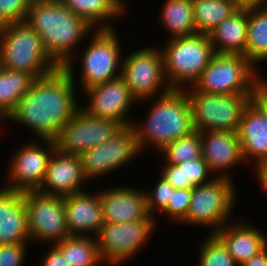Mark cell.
Wrapping results in <instances>:
<instances>
[{
	"mask_svg": "<svg viewBox=\"0 0 267 266\" xmlns=\"http://www.w3.org/2000/svg\"><path fill=\"white\" fill-rule=\"evenodd\" d=\"M266 0H236L239 7H253V6H265Z\"/></svg>",
	"mask_w": 267,
	"mask_h": 266,
	"instance_id": "obj_42",
	"label": "cell"
},
{
	"mask_svg": "<svg viewBox=\"0 0 267 266\" xmlns=\"http://www.w3.org/2000/svg\"><path fill=\"white\" fill-rule=\"evenodd\" d=\"M192 196V188L189 189H173L172 197L167 207L162 211L167 214L172 221L181 223L188 214L190 201Z\"/></svg>",
	"mask_w": 267,
	"mask_h": 266,
	"instance_id": "obj_34",
	"label": "cell"
},
{
	"mask_svg": "<svg viewBox=\"0 0 267 266\" xmlns=\"http://www.w3.org/2000/svg\"><path fill=\"white\" fill-rule=\"evenodd\" d=\"M99 197L106 223L132 222L150 216L145 191L116 187L100 191Z\"/></svg>",
	"mask_w": 267,
	"mask_h": 266,
	"instance_id": "obj_20",
	"label": "cell"
},
{
	"mask_svg": "<svg viewBox=\"0 0 267 266\" xmlns=\"http://www.w3.org/2000/svg\"><path fill=\"white\" fill-rule=\"evenodd\" d=\"M161 14L163 26L171 33L170 39L196 34L192 0H166Z\"/></svg>",
	"mask_w": 267,
	"mask_h": 266,
	"instance_id": "obj_30",
	"label": "cell"
},
{
	"mask_svg": "<svg viewBox=\"0 0 267 266\" xmlns=\"http://www.w3.org/2000/svg\"><path fill=\"white\" fill-rule=\"evenodd\" d=\"M54 245L69 266H98L103 262L97 240L93 236H68Z\"/></svg>",
	"mask_w": 267,
	"mask_h": 266,
	"instance_id": "obj_31",
	"label": "cell"
},
{
	"mask_svg": "<svg viewBox=\"0 0 267 266\" xmlns=\"http://www.w3.org/2000/svg\"><path fill=\"white\" fill-rule=\"evenodd\" d=\"M256 171L261 187L267 192V162L259 165Z\"/></svg>",
	"mask_w": 267,
	"mask_h": 266,
	"instance_id": "obj_41",
	"label": "cell"
},
{
	"mask_svg": "<svg viewBox=\"0 0 267 266\" xmlns=\"http://www.w3.org/2000/svg\"><path fill=\"white\" fill-rule=\"evenodd\" d=\"M160 153H163L166 163L172 165L202 157L201 132L195 130L187 136L175 139L160 150Z\"/></svg>",
	"mask_w": 267,
	"mask_h": 266,
	"instance_id": "obj_32",
	"label": "cell"
},
{
	"mask_svg": "<svg viewBox=\"0 0 267 266\" xmlns=\"http://www.w3.org/2000/svg\"><path fill=\"white\" fill-rule=\"evenodd\" d=\"M141 153L135 130L123 127L109 141L97 145L80 155L83 173L87 180L118 169Z\"/></svg>",
	"mask_w": 267,
	"mask_h": 266,
	"instance_id": "obj_14",
	"label": "cell"
},
{
	"mask_svg": "<svg viewBox=\"0 0 267 266\" xmlns=\"http://www.w3.org/2000/svg\"><path fill=\"white\" fill-rule=\"evenodd\" d=\"M173 189L175 188L161 176L154 190L150 193L147 191L145 192L147 209L151 216L154 215L155 210H160V212H162L167 207L172 197Z\"/></svg>",
	"mask_w": 267,
	"mask_h": 266,
	"instance_id": "obj_35",
	"label": "cell"
},
{
	"mask_svg": "<svg viewBox=\"0 0 267 266\" xmlns=\"http://www.w3.org/2000/svg\"><path fill=\"white\" fill-rule=\"evenodd\" d=\"M224 225L214 233L226 246L228 253L240 266L267 247V237L261 230L246 223Z\"/></svg>",
	"mask_w": 267,
	"mask_h": 266,
	"instance_id": "obj_23",
	"label": "cell"
},
{
	"mask_svg": "<svg viewBox=\"0 0 267 266\" xmlns=\"http://www.w3.org/2000/svg\"><path fill=\"white\" fill-rule=\"evenodd\" d=\"M31 3L34 2H50V1H55V0H29Z\"/></svg>",
	"mask_w": 267,
	"mask_h": 266,
	"instance_id": "obj_43",
	"label": "cell"
},
{
	"mask_svg": "<svg viewBox=\"0 0 267 266\" xmlns=\"http://www.w3.org/2000/svg\"><path fill=\"white\" fill-rule=\"evenodd\" d=\"M28 243L0 244V266H22Z\"/></svg>",
	"mask_w": 267,
	"mask_h": 266,
	"instance_id": "obj_37",
	"label": "cell"
},
{
	"mask_svg": "<svg viewBox=\"0 0 267 266\" xmlns=\"http://www.w3.org/2000/svg\"><path fill=\"white\" fill-rule=\"evenodd\" d=\"M245 57L253 65L267 61V5L248 7Z\"/></svg>",
	"mask_w": 267,
	"mask_h": 266,
	"instance_id": "obj_26",
	"label": "cell"
},
{
	"mask_svg": "<svg viewBox=\"0 0 267 266\" xmlns=\"http://www.w3.org/2000/svg\"><path fill=\"white\" fill-rule=\"evenodd\" d=\"M237 135L244 161L253 157L256 168L267 162V118L252 102L243 112Z\"/></svg>",
	"mask_w": 267,
	"mask_h": 266,
	"instance_id": "obj_22",
	"label": "cell"
},
{
	"mask_svg": "<svg viewBox=\"0 0 267 266\" xmlns=\"http://www.w3.org/2000/svg\"><path fill=\"white\" fill-rule=\"evenodd\" d=\"M4 27H5V24L0 19V33L4 29Z\"/></svg>",
	"mask_w": 267,
	"mask_h": 266,
	"instance_id": "obj_44",
	"label": "cell"
},
{
	"mask_svg": "<svg viewBox=\"0 0 267 266\" xmlns=\"http://www.w3.org/2000/svg\"><path fill=\"white\" fill-rule=\"evenodd\" d=\"M42 141L46 148L30 142L23 145L20 150H16L7 169L10 181L8 180L4 188L22 193L37 191L40 188L51 155L56 149L54 140L42 139Z\"/></svg>",
	"mask_w": 267,
	"mask_h": 266,
	"instance_id": "obj_15",
	"label": "cell"
},
{
	"mask_svg": "<svg viewBox=\"0 0 267 266\" xmlns=\"http://www.w3.org/2000/svg\"><path fill=\"white\" fill-rule=\"evenodd\" d=\"M41 266H69L63 257L61 251L55 246L52 245L50 252L44 256V259Z\"/></svg>",
	"mask_w": 267,
	"mask_h": 266,
	"instance_id": "obj_39",
	"label": "cell"
},
{
	"mask_svg": "<svg viewBox=\"0 0 267 266\" xmlns=\"http://www.w3.org/2000/svg\"><path fill=\"white\" fill-rule=\"evenodd\" d=\"M201 142L202 157L210 173L215 174L213 177L232 180L228 174L230 168L244 161L237 132L222 130L201 132Z\"/></svg>",
	"mask_w": 267,
	"mask_h": 266,
	"instance_id": "obj_18",
	"label": "cell"
},
{
	"mask_svg": "<svg viewBox=\"0 0 267 266\" xmlns=\"http://www.w3.org/2000/svg\"><path fill=\"white\" fill-rule=\"evenodd\" d=\"M204 239L199 250V266H239L215 234Z\"/></svg>",
	"mask_w": 267,
	"mask_h": 266,
	"instance_id": "obj_33",
	"label": "cell"
},
{
	"mask_svg": "<svg viewBox=\"0 0 267 266\" xmlns=\"http://www.w3.org/2000/svg\"><path fill=\"white\" fill-rule=\"evenodd\" d=\"M35 78L22 71L2 69L0 72V122L15 109L20 98L30 89Z\"/></svg>",
	"mask_w": 267,
	"mask_h": 266,
	"instance_id": "obj_29",
	"label": "cell"
},
{
	"mask_svg": "<svg viewBox=\"0 0 267 266\" xmlns=\"http://www.w3.org/2000/svg\"><path fill=\"white\" fill-rule=\"evenodd\" d=\"M24 193L0 188V244L29 243Z\"/></svg>",
	"mask_w": 267,
	"mask_h": 266,
	"instance_id": "obj_21",
	"label": "cell"
},
{
	"mask_svg": "<svg viewBox=\"0 0 267 266\" xmlns=\"http://www.w3.org/2000/svg\"><path fill=\"white\" fill-rule=\"evenodd\" d=\"M83 92L88 99L90 98L89 105L86 108L81 107L86 114L115 120L123 127L132 125V120H127V112L136 99L129 91L122 76L92 86Z\"/></svg>",
	"mask_w": 267,
	"mask_h": 266,
	"instance_id": "obj_16",
	"label": "cell"
},
{
	"mask_svg": "<svg viewBox=\"0 0 267 266\" xmlns=\"http://www.w3.org/2000/svg\"><path fill=\"white\" fill-rule=\"evenodd\" d=\"M92 40L82 52L81 87L84 90L121 76L120 43L114 28L94 29ZM120 69V70H119ZM119 72H118V71Z\"/></svg>",
	"mask_w": 267,
	"mask_h": 266,
	"instance_id": "obj_11",
	"label": "cell"
},
{
	"mask_svg": "<svg viewBox=\"0 0 267 266\" xmlns=\"http://www.w3.org/2000/svg\"><path fill=\"white\" fill-rule=\"evenodd\" d=\"M248 30V7H239L208 35L215 53L245 56Z\"/></svg>",
	"mask_w": 267,
	"mask_h": 266,
	"instance_id": "obj_24",
	"label": "cell"
},
{
	"mask_svg": "<svg viewBox=\"0 0 267 266\" xmlns=\"http://www.w3.org/2000/svg\"><path fill=\"white\" fill-rule=\"evenodd\" d=\"M251 102L262 112L267 118V81L262 80L255 86Z\"/></svg>",
	"mask_w": 267,
	"mask_h": 266,
	"instance_id": "obj_38",
	"label": "cell"
},
{
	"mask_svg": "<svg viewBox=\"0 0 267 266\" xmlns=\"http://www.w3.org/2000/svg\"><path fill=\"white\" fill-rule=\"evenodd\" d=\"M189 98L194 129L199 132H237L245 108L252 94H209L186 91Z\"/></svg>",
	"mask_w": 267,
	"mask_h": 266,
	"instance_id": "obj_7",
	"label": "cell"
},
{
	"mask_svg": "<svg viewBox=\"0 0 267 266\" xmlns=\"http://www.w3.org/2000/svg\"><path fill=\"white\" fill-rule=\"evenodd\" d=\"M24 22L37 32L44 48L60 67L72 63L74 47L94 31L59 0L31 3Z\"/></svg>",
	"mask_w": 267,
	"mask_h": 266,
	"instance_id": "obj_2",
	"label": "cell"
},
{
	"mask_svg": "<svg viewBox=\"0 0 267 266\" xmlns=\"http://www.w3.org/2000/svg\"><path fill=\"white\" fill-rule=\"evenodd\" d=\"M122 128L115 120L88 115L80 108L54 139L56 150L63 154L81 155L109 141Z\"/></svg>",
	"mask_w": 267,
	"mask_h": 266,
	"instance_id": "obj_12",
	"label": "cell"
},
{
	"mask_svg": "<svg viewBox=\"0 0 267 266\" xmlns=\"http://www.w3.org/2000/svg\"><path fill=\"white\" fill-rule=\"evenodd\" d=\"M183 89L184 87L171 89L169 92L157 96L154 101L156 103H153L144 125L139 126L135 122L132 123L131 126L135 130L137 144L141 151L147 145L152 144L159 152L175 139L195 131L190 101Z\"/></svg>",
	"mask_w": 267,
	"mask_h": 266,
	"instance_id": "obj_3",
	"label": "cell"
},
{
	"mask_svg": "<svg viewBox=\"0 0 267 266\" xmlns=\"http://www.w3.org/2000/svg\"><path fill=\"white\" fill-rule=\"evenodd\" d=\"M196 34H209L238 8L236 0H192Z\"/></svg>",
	"mask_w": 267,
	"mask_h": 266,
	"instance_id": "obj_28",
	"label": "cell"
},
{
	"mask_svg": "<svg viewBox=\"0 0 267 266\" xmlns=\"http://www.w3.org/2000/svg\"><path fill=\"white\" fill-rule=\"evenodd\" d=\"M3 69V65H2V56H1V49H0V72Z\"/></svg>",
	"mask_w": 267,
	"mask_h": 266,
	"instance_id": "obj_45",
	"label": "cell"
},
{
	"mask_svg": "<svg viewBox=\"0 0 267 266\" xmlns=\"http://www.w3.org/2000/svg\"><path fill=\"white\" fill-rule=\"evenodd\" d=\"M154 220L150 215L147 219L132 222H104L96 237L101 260L118 266L133 258L156 228Z\"/></svg>",
	"mask_w": 267,
	"mask_h": 266,
	"instance_id": "obj_10",
	"label": "cell"
},
{
	"mask_svg": "<svg viewBox=\"0 0 267 266\" xmlns=\"http://www.w3.org/2000/svg\"><path fill=\"white\" fill-rule=\"evenodd\" d=\"M160 174L175 189L194 188L208 183L214 178L207 180L211 173L203 157L178 165L166 164Z\"/></svg>",
	"mask_w": 267,
	"mask_h": 266,
	"instance_id": "obj_27",
	"label": "cell"
},
{
	"mask_svg": "<svg viewBox=\"0 0 267 266\" xmlns=\"http://www.w3.org/2000/svg\"><path fill=\"white\" fill-rule=\"evenodd\" d=\"M161 52L166 82L172 89L192 86L215 54L209 35L199 33L168 39Z\"/></svg>",
	"mask_w": 267,
	"mask_h": 266,
	"instance_id": "obj_5",
	"label": "cell"
},
{
	"mask_svg": "<svg viewBox=\"0 0 267 266\" xmlns=\"http://www.w3.org/2000/svg\"><path fill=\"white\" fill-rule=\"evenodd\" d=\"M235 197L236 191L231 179L214 177L210 182L192 188L188 214L181 224L214 226V234L231 216Z\"/></svg>",
	"mask_w": 267,
	"mask_h": 266,
	"instance_id": "obj_8",
	"label": "cell"
},
{
	"mask_svg": "<svg viewBox=\"0 0 267 266\" xmlns=\"http://www.w3.org/2000/svg\"><path fill=\"white\" fill-rule=\"evenodd\" d=\"M29 0H0V19L4 24L25 21L30 8Z\"/></svg>",
	"mask_w": 267,
	"mask_h": 266,
	"instance_id": "obj_36",
	"label": "cell"
},
{
	"mask_svg": "<svg viewBox=\"0 0 267 266\" xmlns=\"http://www.w3.org/2000/svg\"><path fill=\"white\" fill-rule=\"evenodd\" d=\"M121 76L137 102L152 100L172 89L165 82L162 52L156 47L141 48L126 56L122 61Z\"/></svg>",
	"mask_w": 267,
	"mask_h": 266,
	"instance_id": "obj_9",
	"label": "cell"
},
{
	"mask_svg": "<svg viewBox=\"0 0 267 266\" xmlns=\"http://www.w3.org/2000/svg\"><path fill=\"white\" fill-rule=\"evenodd\" d=\"M75 15L83 18L94 29L114 28L111 20L126 10L124 0H59ZM116 17V18H115Z\"/></svg>",
	"mask_w": 267,
	"mask_h": 266,
	"instance_id": "obj_25",
	"label": "cell"
},
{
	"mask_svg": "<svg viewBox=\"0 0 267 266\" xmlns=\"http://www.w3.org/2000/svg\"><path fill=\"white\" fill-rule=\"evenodd\" d=\"M84 181L87 179L83 173L80 155L63 154L55 149L37 191L46 195L66 197L84 191L81 188Z\"/></svg>",
	"mask_w": 267,
	"mask_h": 266,
	"instance_id": "obj_17",
	"label": "cell"
},
{
	"mask_svg": "<svg viewBox=\"0 0 267 266\" xmlns=\"http://www.w3.org/2000/svg\"><path fill=\"white\" fill-rule=\"evenodd\" d=\"M240 266H267V247L256 256L242 263Z\"/></svg>",
	"mask_w": 267,
	"mask_h": 266,
	"instance_id": "obj_40",
	"label": "cell"
},
{
	"mask_svg": "<svg viewBox=\"0 0 267 266\" xmlns=\"http://www.w3.org/2000/svg\"><path fill=\"white\" fill-rule=\"evenodd\" d=\"M64 207L70 236H90L92 232L97 237L104 225L99 193L92 195L86 190L73 193L64 197Z\"/></svg>",
	"mask_w": 267,
	"mask_h": 266,
	"instance_id": "obj_19",
	"label": "cell"
},
{
	"mask_svg": "<svg viewBox=\"0 0 267 266\" xmlns=\"http://www.w3.org/2000/svg\"><path fill=\"white\" fill-rule=\"evenodd\" d=\"M0 49L4 69L26 72L35 79L60 68L44 48L41 37L24 21L5 24L0 33Z\"/></svg>",
	"mask_w": 267,
	"mask_h": 266,
	"instance_id": "obj_4",
	"label": "cell"
},
{
	"mask_svg": "<svg viewBox=\"0 0 267 266\" xmlns=\"http://www.w3.org/2000/svg\"><path fill=\"white\" fill-rule=\"evenodd\" d=\"M72 65L66 63L53 73L35 79L7 119L33 129L41 140H54L81 108L76 99Z\"/></svg>",
	"mask_w": 267,
	"mask_h": 266,
	"instance_id": "obj_1",
	"label": "cell"
},
{
	"mask_svg": "<svg viewBox=\"0 0 267 266\" xmlns=\"http://www.w3.org/2000/svg\"><path fill=\"white\" fill-rule=\"evenodd\" d=\"M30 240L54 244L70 236L65 220L64 197L39 191L24 192Z\"/></svg>",
	"mask_w": 267,
	"mask_h": 266,
	"instance_id": "obj_13",
	"label": "cell"
},
{
	"mask_svg": "<svg viewBox=\"0 0 267 266\" xmlns=\"http://www.w3.org/2000/svg\"><path fill=\"white\" fill-rule=\"evenodd\" d=\"M255 66L244 56L215 53L195 83L185 91L209 94H252L262 80Z\"/></svg>",
	"mask_w": 267,
	"mask_h": 266,
	"instance_id": "obj_6",
	"label": "cell"
}]
</instances>
